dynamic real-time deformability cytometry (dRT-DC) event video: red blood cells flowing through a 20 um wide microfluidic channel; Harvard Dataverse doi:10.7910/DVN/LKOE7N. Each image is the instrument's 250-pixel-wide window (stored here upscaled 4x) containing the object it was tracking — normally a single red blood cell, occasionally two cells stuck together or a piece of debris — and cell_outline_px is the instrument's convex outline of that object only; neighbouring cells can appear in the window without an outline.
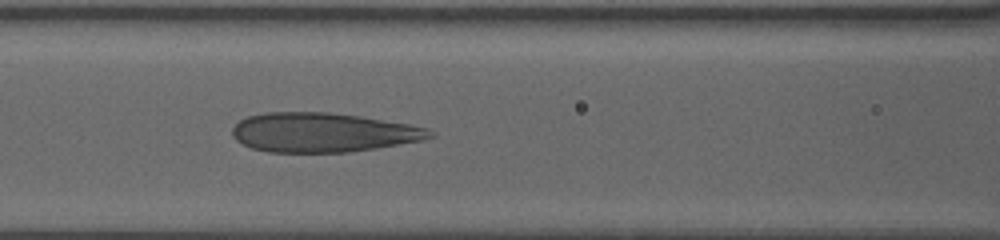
{"species": "human", "species_latin": "Homo sapiens", "temperature_condition": "warm", "stored_images_in_passage": 5, "camera_frame_rate_fps": 3000, "um_per_image_px": 0.085, "donor": {"sex": "female"}, "frame": {"image": 1, "passage_image": 5, "time_ms": 1.333, "image_size_px": [1000, 240], "cell_outline_px": [[436, 136], [424, 140], [376, 148], [348, 152], [268, 152], [252, 148], [236, 140], [232, 136], [232, 128], [240, 120], [248, 116], [268, 112], [328, 112], [360, 116], [408, 124], [428, 128], [436, 132]], "centroid_in_image_um": [27.47, 11.26], "position_along_channel_um": 139.1, "area_um2": 45.37}}